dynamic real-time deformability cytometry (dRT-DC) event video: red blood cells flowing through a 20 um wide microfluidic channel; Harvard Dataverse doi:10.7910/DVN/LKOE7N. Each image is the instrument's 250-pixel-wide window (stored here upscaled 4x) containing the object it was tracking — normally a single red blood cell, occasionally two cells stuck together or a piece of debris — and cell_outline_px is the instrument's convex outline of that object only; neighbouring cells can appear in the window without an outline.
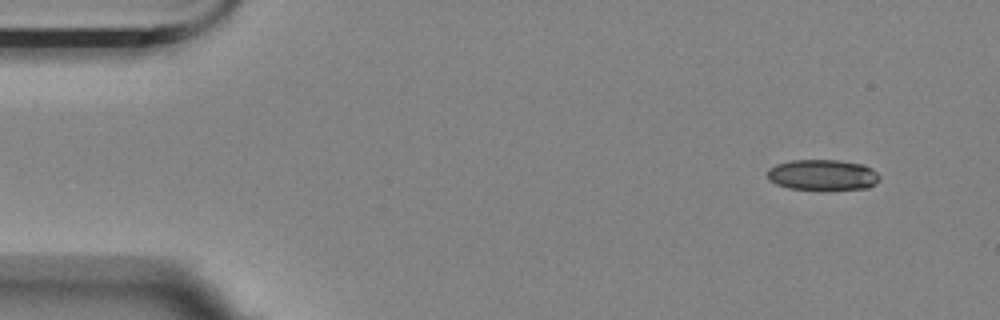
{"species": "Egyptian fruit bat (a non-hibernating species)", "species_latin": "Rousettus aegyptiacus", "temperature_condition": "room temperature", "stored_images_in_passage": 4, "camera_frame_rate_fps": 3000, "um_per_image_px": 0.085, "animal": {"sex": "female"}, "frame": {"image": 1, "passage_image": 1, "time_ms": 0.0, "image_size_px": [1000, 320], "cell_outline_px": [[880, 180], [876, 184], [868, 188], [788, 188], [776, 184], [768, 180], [768, 168], [776, 164], [792, 160], [840, 160], [864, 164], [872, 168], [880, 176]], "centroid_in_image_um": [69.94, 14.84], "position_along_channel_um": 15.1, "area_um2": 19.88}}